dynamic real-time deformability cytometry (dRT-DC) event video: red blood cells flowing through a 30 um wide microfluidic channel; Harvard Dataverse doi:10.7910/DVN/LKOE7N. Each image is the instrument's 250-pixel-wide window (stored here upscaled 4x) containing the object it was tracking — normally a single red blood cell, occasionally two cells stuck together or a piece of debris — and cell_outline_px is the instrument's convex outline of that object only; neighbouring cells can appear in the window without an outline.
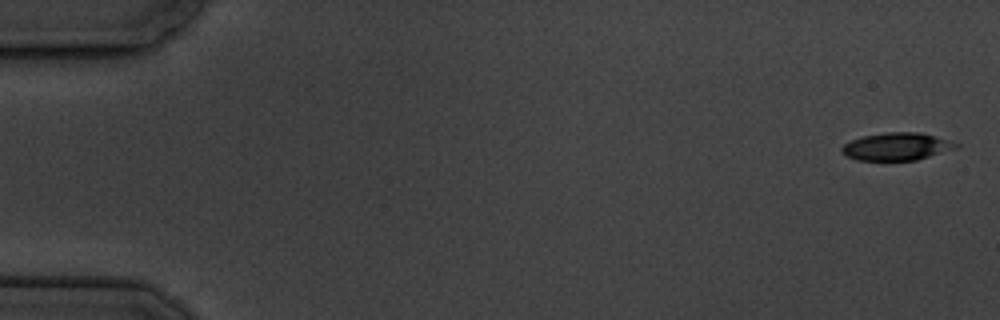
{"species": "common noctule bat (a hibernating species)", "species_latin": "Nyctalus noctula", "temperature_condition": "cold", "stored_images_in_passage": 13, "camera_frame_rate_fps": 3000, "um_per_image_px": 0.085, "animal": {"sex": "male", "body_mass_g": 19.5, "forearm_length_mm": 54.6}, "frame": {"image": 1, "passage_image": 1, "time_ms": 0.0, "image_size_px": [1000, 320], "cell_outline_px": [[960, 148], [916, 160], [856, 160], [840, 152], [840, 148], [844, 144], [852, 140], [864, 136], [888, 132], [920, 132], [948, 140], [960, 144]], "centroid_in_image_um": [76.25, 12.46], "position_along_channel_um": 8.7, "area_um2": 18.38}}
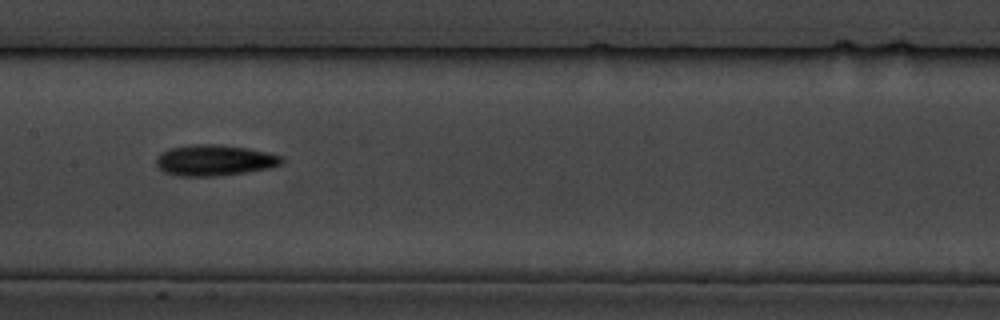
{"frame": {"image": 2, "passage_image": 8, "time_ms": 9.333, "image_size_px": [1000, 320], "cell_outline_px": [[284, 164], [272, 168], [216, 176], [176, 176], [164, 172], [156, 164], [156, 156], [160, 152], [168, 148], [192, 144], [220, 144], [248, 148], [268, 152], [280, 156], [284, 160]], "centroid_in_image_um": [18.22, 13.61], "position_along_channel_um": 189.2, "area_um2": 22.95}}
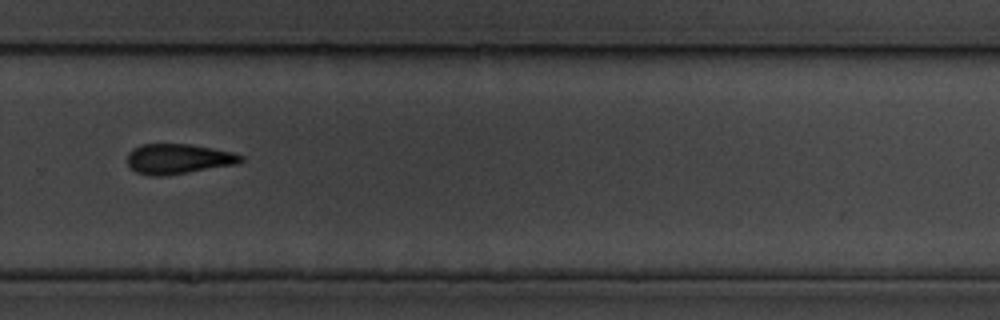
{"frame": {"image": 3, "passage_image": 11, "time_ms": 13.0, "image_size_px": [1000, 320], "cell_outline_px": [[244, 160], [236, 164], [164, 176], [148, 176], [136, 172], [128, 164], [128, 152], [132, 148], [140, 144], [188, 144], [212, 148], [232, 152], [244, 156]], "centroid_in_image_um": [15.13, 13.5], "position_along_channel_um": 314.7, "area_um2": 19.88}, "authors_computed_cell_mechanics": {"area_um2": 20.4612, "velocity_mm_per_s": 3.4376, "shape_relaxation_time_tau1_ms": 2.3962, "shape_relaxation_time_tau2_ms": 6.3979, "deformation_change_tau1": 0.0867, "deformation_change_tau2": 0.1542}}